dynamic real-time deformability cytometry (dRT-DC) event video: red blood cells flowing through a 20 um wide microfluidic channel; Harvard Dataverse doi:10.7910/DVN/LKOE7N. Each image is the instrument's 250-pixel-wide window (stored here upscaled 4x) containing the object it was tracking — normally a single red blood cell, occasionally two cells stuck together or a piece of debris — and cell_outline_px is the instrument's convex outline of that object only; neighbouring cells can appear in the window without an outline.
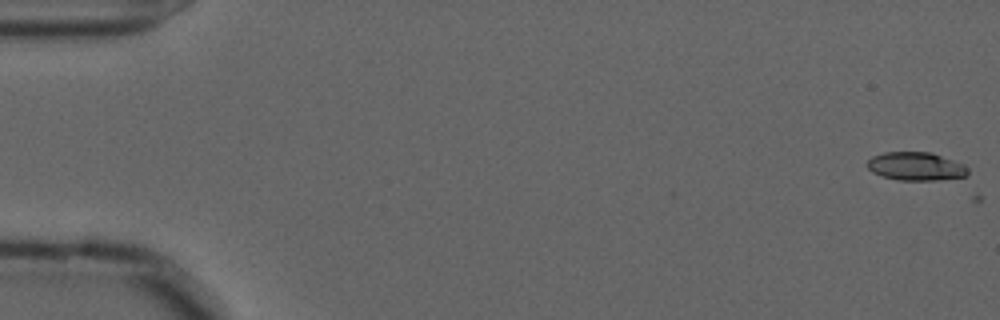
{"species": "common noctule bat (a hibernating species)", "species_latin": "Nyctalus noctula", "temperature_condition": "cold", "stored_images_in_passage": 2, "camera_frame_rate_fps": 3000, "um_per_image_px": 0.085, "animal": {"sex": "male", "forearm_length_mm": 52.5}, "frame": {"image": 1, "passage_image": 1, "time_ms": 0.0, "image_size_px": [1000, 320], "cell_outline_px": [[968, 176], [940, 180], [900, 180], [884, 176], [872, 172], [864, 164], [872, 156], [884, 152], [932, 152], [964, 164], [968, 168]], "centroid_in_image_um": [77.86, 14.13], "position_along_channel_um": 7.1, "area_um2": 16.76}}